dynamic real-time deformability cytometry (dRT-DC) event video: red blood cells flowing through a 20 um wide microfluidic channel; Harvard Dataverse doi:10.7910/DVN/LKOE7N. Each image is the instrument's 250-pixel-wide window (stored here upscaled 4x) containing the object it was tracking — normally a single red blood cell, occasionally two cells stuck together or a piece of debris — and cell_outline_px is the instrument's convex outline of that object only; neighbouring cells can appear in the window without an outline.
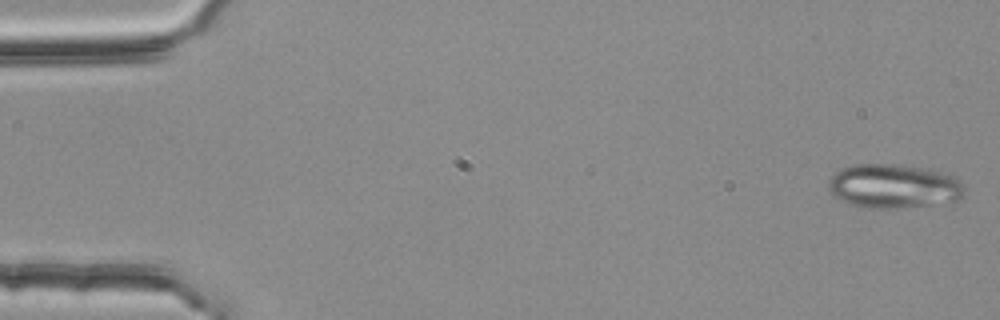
{"species": "common noctule bat (a hibernating species)", "species_latin": "Nyctalus noctula", "temperature_condition": "room temperature", "stored_images_in_passage": 3, "camera_frame_rate_fps": 3000, "um_per_image_px": 0.085, "animal": {"sex": "female", "body_mass_g": 25.1}, "frame": {"image": 1, "passage_image": 1, "time_ms": 0.0, "image_size_px": [1000, 320], "cell_outline_px": [[964, 196], [956, 200], [900, 208], [864, 208], [848, 204], [832, 196], [828, 188], [828, 180], [836, 172], [852, 164], [896, 164], [932, 168], [956, 176], [964, 184]], "centroid_in_image_um": [75.96, 15.81], "position_along_channel_um": 9.0, "area_um2": 35.43}}